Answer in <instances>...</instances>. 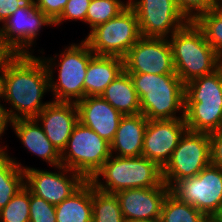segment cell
<instances>
[{
  "label": "cell",
  "instance_id": "33",
  "mask_svg": "<svg viewBox=\"0 0 222 222\" xmlns=\"http://www.w3.org/2000/svg\"><path fill=\"white\" fill-rule=\"evenodd\" d=\"M35 6L53 22L61 15L68 0H34Z\"/></svg>",
  "mask_w": 222,
  "mask_h": 222
},
{
  "label": "cell",
  "instance_id": "36",
  "mask_svg": "<svg viewBox=\"0 0 222 222\" xmlns=\"http://www.w3.org/2000/svg\"><path fill=\"white\" fill-rule=\"evenodd\" d=\"M19 54L3 40L0 39V74H5L8 66Z\"/></svg>",
  "mask_w": 222,
  "mask_h": 222
},
{
  "label": "cell",
  "instance_id": "20",
  "mask_svg": "<svg viewBox=\"0 0 222 222\" xmlns=\"http://www.w3.org/2000/svg\"><path fill=\"white\" fill-rule=\"evenodd\" d=\"M147 122L148 119L142 113L123 116L110 143L111 155L127 158L142 156Z\"/></svg>",
  "mask_w": 222,
  "mask_h": 222
},
{
  "label": "cell",
  "instance_id": "24",
  "mask_svg": "<svg viewBox=\"0 0 222 222\" xmlns=\"http://www.w3.org/2000/svg\"><path fill=\"white\" fill-rule=\"evenodd\" d=\"M0 151V210L25 186V173L8 155Z\"/></svg>",
  "mask_w": 222,
  "mask_h": 222
},
{
  "label": "cell",
  "instance_id": "25",
  "mask_svg": "<svg viewBox=\"0 0 222 222\" xmlns=\"http://www.w3.org/2000/svg\"><path fill=\"white\" fill-rule=\"evenodd\" d=\"M92 222H125L116 194L102 192L93 184Z\"/></svg>",
  "mask_w": 222,
  "mask_h": 222
},
{
  "label": "cell",
  "instance_id": "40",
  "mask_svg": "<svg viewBox=\"0 0 222 222\" xmlns=\"http://www.w3.org/2000/svg\"><path fill=\"white\" fill-rule=\"evenodd\" d=\"M203 222H218L214 216H207Z\"/></svg>",
  "mask_w": 222,
  "mask_h": 222
},
{
  "label": "cell",
  "instance_id": "29",
  "mask_svg": "<svg viewBox=\"0 0 222 222\" xmlns=\"http://www.w3.org/2000/svg\"><path fill=\"white\" fill-rule=\"evenodd\" d=\"M30 190L24 186L0 210V222H29Z\"/></svg>",
  "mask_w": 222,
  "mask_h": 222
},
{
  "label": "cell",
  "instance_id": "28",
  "mask_svg": "<svg viewBox=\"0 0 222 222\" xmlns=\"http://www.w3.org/2000/svg\"><path fill=\"white\" fill-rule=\"evenodd\" d=\"M129 5V1L121 0H91L87 9L85 23L92 30L97 25L106 23L116 17L123 9Z\"/></svg>",
  "mask_w": 222,
  "mask_h": 222
},
{
  "label": "cell",
  "instance_id": "19",
  "mask_svg": "<svg viewBox=\"0 0 222 222\" xmlns=\"http://www.w3.org/2000/svg\"><path fill=\"white\" fill-rule=\"evenodd\" d=\"M14 133L29 152L35 154L51 167L61 165V154L46 137L35 118L16 119L10 122Z\"/></svg>",
  "mask_w": 222,
  "mask_h": 222
},
{
  "label": "cell",
  "instance_id": "1",
  "mask_svg": "<svg viewBox=\"0 0 222 222\" xmlns=\"http://www.w3.org/2000/svg\"><path fill=\"white\" fill-rule=\"evenodd\" d=\"M50 91L49 74L41 57L20 54L3 75L2 101L10 121L35 118L49 103L42 102Z\"/></svg>",
  "mask_w": 222,
  "mask_h": 222
},
{
  "label": "cell",
  "instance_id": "31",
  "mask_svg": "<svg viewBox=\"0 0 222 222\" xmlns=\"http://www.w3.org/2000/svg\"><path fill=\"white\" fill-rule=\"evenodd\" d=\"M188 21L194 22L201 14L218 6L217 0H174Z\"/></svg>",
  "mask_w": 222,
  "mask_h": 222
},
{
  "label": "cell",
  "instance_id": "13",
  "mask_svg": "<svg viewBox=\"0 0 222 222\" xmlns=\"http://www.w3.org/2000/svg\"><path fill=\"white\" fill-rule=\"evenodd\" d=\"M127 73L176 74L168 39L141 37L123 57Z\"/></svg>",
  "mask_w": 222,
  "mask_h": 222
},
{
  "label": "cell",
  "instance_id": "2",
  "mask_svg": "<svg viewBox=\"0 0 222 222\" xmlns=\"http://www.w3.org/2000/svg\"><path fill=\"white\" fill-rule=\"evenodd\" d=\"M128 74L140 99L141 113L148 120L185 117V84L177 74Z\"/></svg>",
  "mask_w": 222,
  "mask_h": 222
},
{
  "label": "cell",
  "instance_id": "3",
  "mask_svg": "<svg viewBox=\"0 0 222 222\" xmlns=\"http://www.w3.org/2000/svg\"><path fill=\"white\" fill-rule=\"evenodd\" d=\"M185 122L192 132L222 130V74L219 69L185 84Z\"/></svg>",
  "mask_w": 222,
  "mask_h": 222
},
{
  "label": "cell",
  "instance_id": "23",
  "mask_svg": "<svg viewBox=\"0 0 222 222\" xmlns=\"http://www.w3.org/2000/svg\"><path fill=\"white\" fill-rule=\"evenodd\" d=\"M56 222H92V183L87 180L75 193L55 205Z\"/></svg>",
  "mask_w": 222,
  "mask_h": 222
},
{
  "label": "cell",
  "instance_id": "10",
  "mask_svg": "<svg viewBox=\"0 0 222 222\" xmlns=\"http://www.w3.org/2000/svg\"><path fill=\"white\" fill-rule=\"evenodd\" d=\"M170 192L206 216L222 206V168L210 163L198 175L177 181Z\"/></svg>",
  "mask_w": 222,
  "mask_h": 222
},
{
  "label": "cell",
  "instance_id": "17",
  "mask_svg": "<svg viewBox=\"0 0 222 222\" xmlns=\"http://www.w3.org/2000/svg\"><path fill=\"white\" fill-rule=\"evenodd\" d=\"M35 119L60 154L66 148L68 139L79 122L78 110L74 102L51 101Z\"/></svg>",
  "mask_w": 222,
  "mask_h": 222
},
{
  "label": "cell",
  "instance_id": "41",
  "mask_svg": "<svg viewBox=\"0 0 222 222\" xmlns=\"http://www.w3.org/2000/svg\"><path fill=\"white\" fill-rule=\"evenodd\" d=\"M3 75L4 74H0V100L2 98Z\"/></svg>",
  "mask_w": 222,
  "mask_h": 222
},
{
  "label": "cell",
  "instance_id": "18",
  "mask_svg": "<svg viewBox=\"0 0 222 222\" xmlns=\"http://www.w3.org/2000/svg\"><path fill=\"white\" fill-rule=\"evenodd\" d=\"M78 120L111 143L123 115L101 96H89L76 102Z\"/></svg>",
  "mask_w": 222,
  "mask_h": 222
},
{
  "label": "cell",
  "instance_id": "21",
  "mask_svg": "<svg viewBox=\"0 0 222 222\" xmlns=\"http://www.w3.org/2000/svg\"><path fill=\"white\" fill-rule=\"evenodd\" d=\"M124 71L123 58L94 55L88 64L84 79V98L101 96L105 88Z\"/></svg>",
  "mask_w": 222,
  "mask_h": 222
},
{
  "label": "cell",
  "instance_id": "7",
  "mask_svg": "<svg viewBox=\"0 0 222 222\" xmlns=\"http://www.w3.org/2000/svg\"><path fill=\"white\" fill-rule=\"evenodd\" d=\"M141 37L137 14L128 5L116 17L90 30L84 41L95 55L123 58Z\"/></svg>",
  "mask_w": 222,
  "mask_h": 222
},
{
  "label": "cell",
  "instance_id": "4",
  "mask_svg": "<svg viewBox=\"0 0 222 222\" xmlns=\"http://www.w3.org/2000/svg\"><path fill=\"white\" fill-rule=\"evenodd\" d=\"M168 40L175 73L184 84L218 69L219 55L195 22L189 21Z\"/></svg>",
  "mask_w": 222,
  "mask_h": 222
},
{
  "label": "cell",
  "instance_id": "30",
  "mask_svg": "<svg viewBox=\"0 0 222 222\" xmlns=\"http://www.w3.org/2000/svg\"><path fill=\"white\" fill-rule=\"evenodd\" d=\"M29 222H56L55 205L30 191Z\"/></svg>",
  "mask_w": 222,
  "mask_h": 222
},
{
  "label": "cell",
  "instance_id": "9",
  "mask_svg": "<svg viewBox=\"0 0 222 222\" xmlns=\"http://www.w3.org/2000/svg\"><path fill=\"white\" fill-rule=\"evenodd\" d=\"M210 163V135L187 130L162 169L163 182L171 188L179 180L198 175Z\"/></svg>",
  "mask_w": 222,
  "mask_h": 222
},
{
  "label": "cell",
  "instance_id": "32",
  "mask_svg": "<svg viewBox=\"0 0 222 222\" xmlns=\"http://www.w3.org/2000/svg\"><path fill=\"white\" fill-rule=\"evenodd\" d=\"M91 0H68L61 15L54 21V25L63 24L66 20H80L85 23L87 9Z\"/></svg>",
  "mask_w": 222,
  "mask_h": 222
},
{
  "label": "cell",
  "instance_id": "8",
  "mask_svg": "<svg viewBox=\"0 0 222 222\" xmlns=\"http://www.w3.org/2000/svg\"><path fill=\"white\" fill-rule=\"evenodd\" d=\"M110 156V143L78 122L61 153V165L90 180Z\"/></svg>",
  "mask_w": 222,
  "mask_h": 222
},
{
  "label": "cell",
  "instance_id": "6",
  "mask_svg": "<svg viewBox=\"0 0 222 222\" xmlns=\"http://www.w3.org/2000/svg\"><path fill=\"white\" fill-rule=\"evenodd\" d=\"M94 55L88 44L81 40L78 44L72 43L65 47L59 55L41 57L48 70L53 101L76 103L84 98V79L89 61ZM57 56L60 58L58 62ZM55 67L58 70L57 79L53 77Z\"/></svg>",
  "mask_w": 222,
  "mask_h": 222
},
{
  "label": "cell",
  "instance_id": "34",
  "mask_svg": "<svg viewBox=\"0 0 222 222\" xmlns=\"http://www.w3.org/2000/svg\"><path fill=\"white\" fill-rule=\"evenodd\" d=\"M34 0H0V23H4L18 8H30Z\"/></svg>",
  "mask_w": 222,
  "mask_h": 222
},
{
  "label": "cell",
  "instance_id": "11",
  "mask_svg": "<svg viewBox=\"0 0 222 222\" xmlns=\"http://www.w3.org/2000/svg\"><path fill=\"white\" fill-rule=\"evenodd\" d=\"M13 161L24 170L25 186L37 197L57 205L75 193L87 180L79 173L63 165L54 167L56 171L35 169L22 166L16 158ZM70 173V174H69Z\"/></svg>",
  "mask_w": 222,
  "mask_h": 222
},
{
  "label": "cell",
  "instance_id": "12",
  "mask_svg": "<svg viewBox=\"0 0 222 222\" xmlns=\"http://www.w3.org/2000/svg\"><path fill=\"white\" fill-rule=\"evenodd\" d=\"M135 10L142 37L170 38L189 21L174 0H128Z\"/></svg>",
  "mask_w": 222,
  "mask_h": 222
},
{
  "label": "cell",
  "instance_id": "43",
  "mask_svg": "<svg viewBox=\"0 0 222 222\" xmlns=\"http://www.w3.org/2000/svg\"><path fill=\"white\" fill-rule=\"evenodd\" d=\"M217 2H218V6L222 7V0H217Z\"/></svg>",
  "mask_w": 222,
  "mask_h": 222
},
{
  "label": "cell",
  "instance_id": "22",
  "mask_svg": "<svg viewBox=\"0 0 222 222\" xmlns=\"http://www.w3.org/2000/svg\"><path fill=\"white\" fill-rule=\"evenodd\" d=\"M123 116L141 113L140 99L130 75L123 71L101 94Z\"/></svg>",
  "mask_w": 222,
  "mask_h": 222
},
{
  "label": "cell",
  "instance_id": "37",
  "mask_svg": "<svg viewBox=\"0 0 222 222\" xmlns=\"http://www.w3.org/2000/svg\"><path fill=\"white\" fill-rule=\"evenodd\" d=\"M1 102V100H0ZM11 121L9 120V117L6 112V107L0 103V140L2 139L3 134L5 133V130H7L8 126L10 125ZM7 148L6 146H0V151H5Z\"/></svg>",
  "mask_w": 222,
  "mask_h": 222
},
{
  "label": "cell",
  "instance_id": "14",
  "mask_svg": "<svg viewBox=\"0 0 222 222\" xmlns=\"http://www.w3.org/2000/svg\"><path fill=\"white\" fill-rule=\"evenodd\" d=\"M48 25L54 26V22L35 4L30 8H18L0 26V39L11 46L19 55H31L34 53L31 47L36 42L37 35L41 33L39 31L43 26Z\"/></svg>",
  "mask_w": 222,
  "mask_h": 222
},
{
  "label": "cell",
  "instance_id": "35",
  "mask_svg": "<svg viewBox=\"0 0 222 222\" xmlns=\"http://www.w3.org/2000/svg\"><path fill=\"white\" fill-rule=\"evenodd\" d=\"M209 135L211 142V163L222 168V130Z\"/></svg>",
  "mask_w": 222,
  "mask_h": 222
},
{
  "label": "cell",
  "instance_id": "16",
  "mask_svg": "<svg viewBox=\"0 0 222 222\" xmlns=\"http://www.w3.org/2000/svg\"><path fill=\"white\" fill-rule=\"evenodd\" d=\"M170 188L163 182L152 188H133L116 193L122 215L127 220L160 218L163 202Z\"/></svg>",
  "mask_w": 222,
  "mask_h": 222
},
{
  "label": "cell",
  "instance_id": "42",
  "mask_svg": "<svg viewBox=\"0 0 222 222\" xmlns=\"http://www.w3.org/2000/svg\"><path fill=\"white\" fill-rule=\"evenodd\" d=\"M218 69L220 70L222 74V55H220L218 58Z\"/></svg>",
  "mask_w": 222,
  "mask_h": 222
},
{
  "label": "cell",
  "instance_id": "5",
  "mask_svg": "<svg viewBox=\"0 0 222 222\" xmlns=\"http://www.w3.org/2000/svg\"><path fill=\"white\" fill-rule=\"evenodd\" d=\"M89 181L102 192L116 194L126 189L160 186L163 177L162 169L144 156L111 155Z\"/></svg>",
  "mask_w": 222,
  "mask_h": 222
},
{
  "label": "cell",
  "instance_id": "27",
  "mask_svg": "<svg viewBox=\"0 0 222 222\" xmlns=\"http://www.w3.org/2000/svg\"><path fill=\"white\" fill-rule=\"evenodd\" d=\"M194 22L203 31L210 46L219 56L222 55V7L217 6L201 14Z\"/></svg>",
  "mask_w": 222,
  "mask_h": 222
},
{
  "label": "cell",
  "instance_id": "39",
  "mask_svg": "<svg viewBox=\"0 0 222 222\" xmlns=\"http://www.w3.org/2000/svg\"><path fill=\"white\" fill-rule=\"evenodd\" d=\"M213 216L218 222H222V206Z\"/></svg>",
  "mask_w": 222,
  "mask_h": 222
},
{
  "label": "cell",
  "instance_id": "15",
  "mask_svg": "<svg viewBox=\"0 0 222 222\" xmlns=\"http://www.w3.org/2000/svg\"><path fill=\"white\" fill-rule=\"evenodd\" d=\"M187 130L185 118L148 120L144 133L142 156L152 160L163 169Z\"/></svg>",
  "mask_w": 222,
  "mask_h": 222
},
{
  "label": "cell",
  "instance_id": "26",
  "mask_svg": "<svg viewBox=\"0 0 222 222\" xmlns=\"http://www.w3.org/2000/svg\"><path fill=\"white\" fill-rule=\"evenodd\" d=\"M207 216L169 192L163 202L161 222H203Z\"/></svg>",
  "mask_w": 222,
  "mask_h": 222
},
{
  "label": "cell",
  "instance_id": "38",
  "mask_svg": "<svg viewBox=\"0 0 222 222\" xmlns=\"http://www.w3.org/2000/svg\"><path fill=\"white\" fill-rule=\"evenodd\" d=\"M125 222H161L160 218L148 219V220H127Z\"/></svg>",
  "mask_w": 222,
  "mask_h": 222
}]
</instances>
